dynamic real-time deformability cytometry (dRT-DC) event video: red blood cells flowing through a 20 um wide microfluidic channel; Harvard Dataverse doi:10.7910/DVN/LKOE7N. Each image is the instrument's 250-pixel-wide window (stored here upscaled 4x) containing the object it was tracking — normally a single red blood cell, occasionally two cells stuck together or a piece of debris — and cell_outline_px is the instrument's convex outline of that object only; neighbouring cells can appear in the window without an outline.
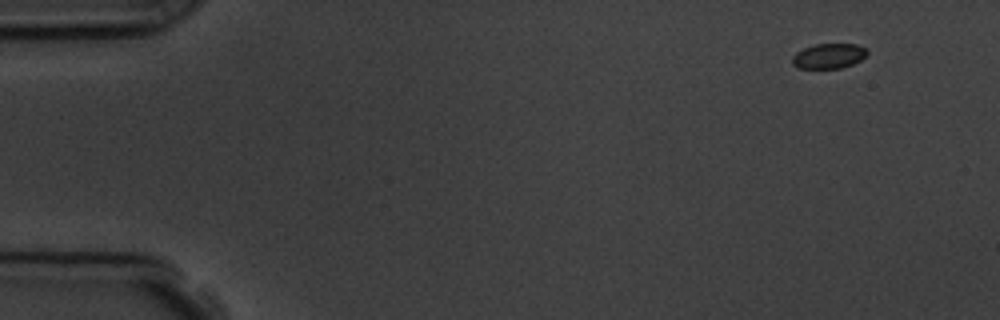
{"species": "common noctule bat (a hibernating species)", "species_latin": "Nyctalus noctula", "temperature_condition": "room temperature", "stored_images_in_passage": 8, "camera_frame_rate_fps": 3000, "um_per_image_px": 0.085, "animal": {"sex": "male", "body_mass_g": 19.5, "forearm_length_mm": 54.6}, "frame": {"image": 1, "passage_image": 1, "time_ms": 0.0, "image_size_px": [1000, 320], "cell_outline_px": [[868, 52], [860, 60], [852, 64], [840, 68], [800, 68], [792, 64], [792, 56], [796, 52], [812, 44], [856, 44], [868, 48]], "centroid_in_image_um": [70.44, 4.74], "position_along_channel_um": 14.6, "area_um2": 10.92}}
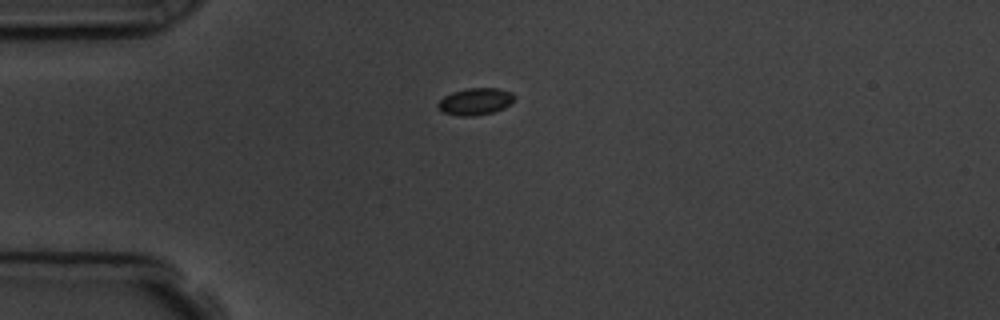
{"frame": {"image": 2, "passage_image": 4, "time_ms": 3.333, "image_size_px": [1000, 320], "cell_outline_px": [[516, 96], [504, 108], [492, 112], [472, 116], [460, 116], [440, 112], [436, 108], [436, 104], [444, 96], [452, 92], [464, 88], [496, 88], [512, 92]], "centroid_in_image_um": [40.34, 8.62], "position_along_channel_um": 44.7, "area_um2": 12.08}}
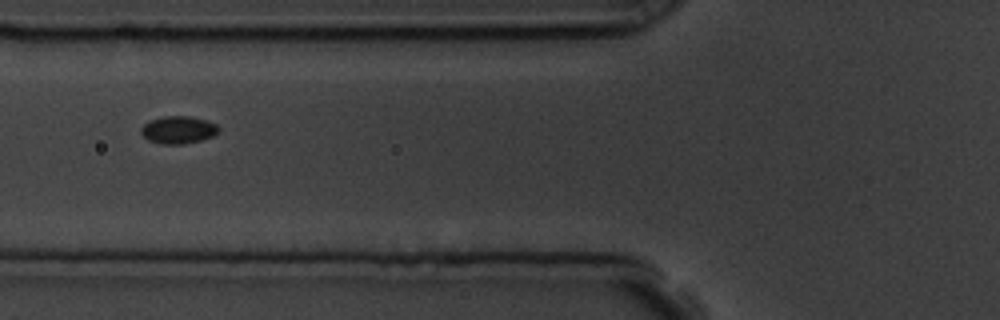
{"frame": {"image": 3, "passage_image": 6, "time_ms": 5.667, "image_size_px": [1000, 320], "cell_outline_px": [[220, 128], [212, 136], [200, 140], [184, 144], [160, 144], [148, 140], [140, 132], [140, 128], [148, 120], [164, 116], [188, 116], [204, 120], [216, 124]], "centroid_in_image_um": [15.1, 11.04], "position_along_channel_um": 110.7, "area_um2": 12.37}}